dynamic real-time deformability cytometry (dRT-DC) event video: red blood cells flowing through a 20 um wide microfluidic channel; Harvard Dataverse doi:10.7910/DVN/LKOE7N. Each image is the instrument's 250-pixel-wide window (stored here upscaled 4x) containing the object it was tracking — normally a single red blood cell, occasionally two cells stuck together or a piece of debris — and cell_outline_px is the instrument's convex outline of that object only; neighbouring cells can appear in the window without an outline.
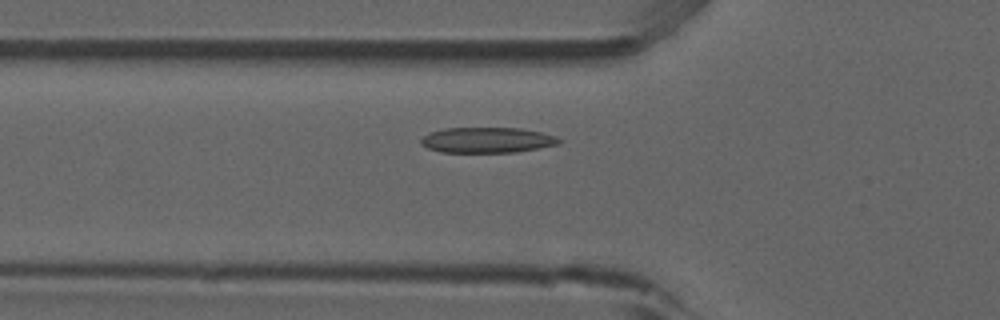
{"species": "common noctule bat (a hibernating species)", "species_latin": "Nyctalus noctula", "temperature_condition": "room temperature", "stored_images_in_passage": 34, "camera_frame_rate_fps": 3000, "um_per_image_px": 0.085, "animal": {"sex": "male", "forearm_length_mm": 52.5}, "frame": {"image": 1, "passage_image": 4, "time_ms": 1.0, "image_size_px": [1000, 320], "cell_outline_px": [[564, 140], [560, 144], [516, 152], [440, 152], [428, 148], [420, 144], [420, 140], [428, 132], [444, 128], [520, 128], [544, 132], [556, 136]], "centroid_in_image_um": [41.44, 11.9], "position_along_channel_um": 84.4, "area_um2": 20.75}}
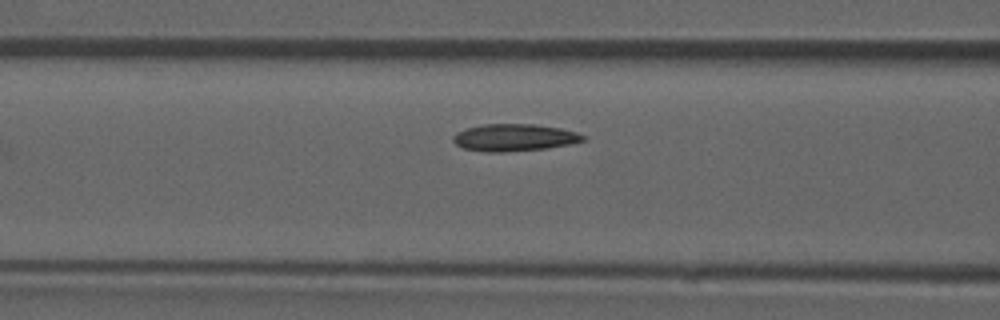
{"frame": {"image": 2, "passage_image": 7, "time_ms": 2.0, "image_size_px": [1000, 320], "cell_outline_px": [[584, 140], [568, 144], [544, 148], [500, 152], [488, 152], [464, 148], [456, 144], [452, 140], [452, 136], [456, 132], [468, 128], [484, 124], [532, 124], [560, 128], [576, 132], [584, 136]], "centroid_in_image_um": [43.66, 11.68], "position_along_channel_um": 122.9, "area_um2": 20.17}}
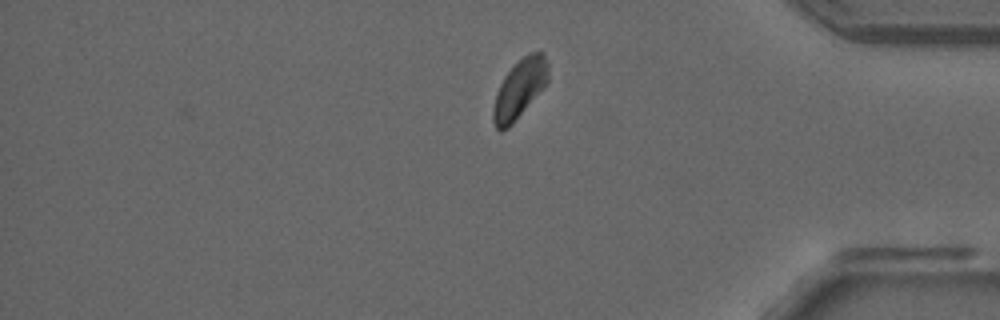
{"frame": {"image": 3, "passage_image": 30, "time_ms": 9.667, "image_size_px": [1000, 320], "cell_outline_px": [[548, 84], [512, 124], [508, 128], [500, 132], [496, 128], [492, 120], [492, 108], [496, 92], [504, 76], [516, 60], [528, 52], [540, 48], [544, 52], [548, 60]], "centroid_in_image_um": [44.19, 7.49], "position_along_channel_um": 391.0, "area_um2": 19.65}, "authors_computed_cell_mechanics": {"area_um2": 19.6809, "velocity_mm_per_s": 3.8044, "shape_relaxation_time_tau1_ms": 4.3061, "shape_relaxation_time_tau2_ms": 2.3255, "deformation_change_tau1": 0.1191, "deformation_change_tau2": 0.0669}}